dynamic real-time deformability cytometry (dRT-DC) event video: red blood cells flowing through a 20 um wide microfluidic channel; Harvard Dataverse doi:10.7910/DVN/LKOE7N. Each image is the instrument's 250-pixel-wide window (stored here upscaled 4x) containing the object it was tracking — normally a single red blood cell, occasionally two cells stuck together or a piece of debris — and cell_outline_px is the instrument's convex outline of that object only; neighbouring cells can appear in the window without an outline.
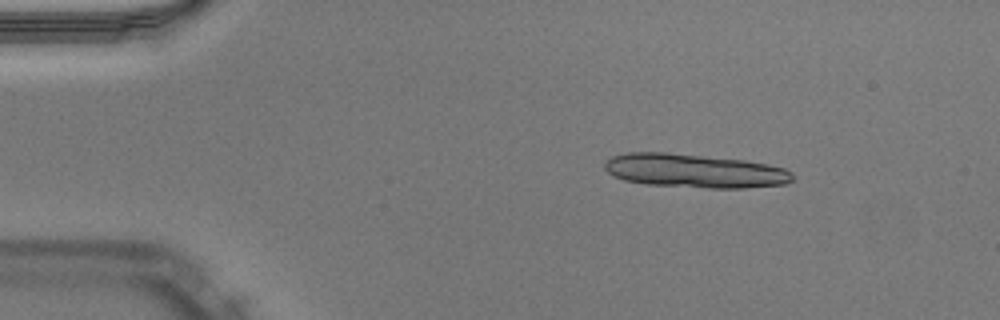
{"species": "Egyptian fruit bat (a non-hibernating species)", "species_latin": "Rousettus aegyptiacus", "temperature_condition": "warm", "stored_images_in_passage": 13, "camera_frame_rate_fps": 3000, "um_per_image_px": 0.085, "animal": {"sex": "male"}, "frame": {"image": 1, "passage_image": 6, "time_ms": 1.667, "image_size_px": [1000, 320], "cell_outline_px": [[796, 176], [792, 180], [784, 184], [744, 188], [708, 188], [644, 184], [624, 180], [612, 176], [604, 168], [604, 164], [612, 156], [628, 152], [668, 152], [744, 160], [768, 164], [784, 168], [792, 172]], "centroid_in_image_um": [59.03, 14.52], "position_along_channel_um": 26.0, "area_um2": 37.22}}